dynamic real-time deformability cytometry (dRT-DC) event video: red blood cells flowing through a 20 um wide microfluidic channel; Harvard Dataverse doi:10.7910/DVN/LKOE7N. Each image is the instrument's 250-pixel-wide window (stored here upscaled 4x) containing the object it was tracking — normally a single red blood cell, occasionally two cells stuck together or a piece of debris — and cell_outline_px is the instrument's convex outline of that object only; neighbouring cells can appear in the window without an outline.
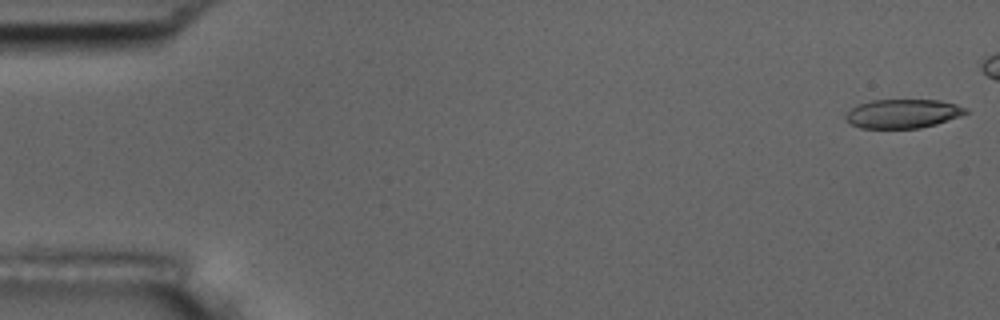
{"species": "common noctule bat (a hibernating species)", "species_latin": "Nyctalus noctula", "temperature_condition": "room temperature", "stored_images_in_passage": 48, "camera_frame_rate_fps": 3000, "um_per_image_px": 0.085, "animal": {"sex": "male", "body_mass_g": 17.5, "forearm_length_mm": 52.3}, "frame": {"image": 1, "passage_image": 1, "time_ms": 0.0, "image_size_px": [1000, 320], "cell_outline_px": [[968, 112], [960, 116], [936, 124], [920, 128], [860, 128], [844, 120], [844, 116], [852, 108], [860, 104], [872, 100], [940, 100], [956, 104], [968, 108]], "centroid_in_image_um": [76.75, 9.66], "position_along_channel_um": 8.3, "area_um2": 20.23}}
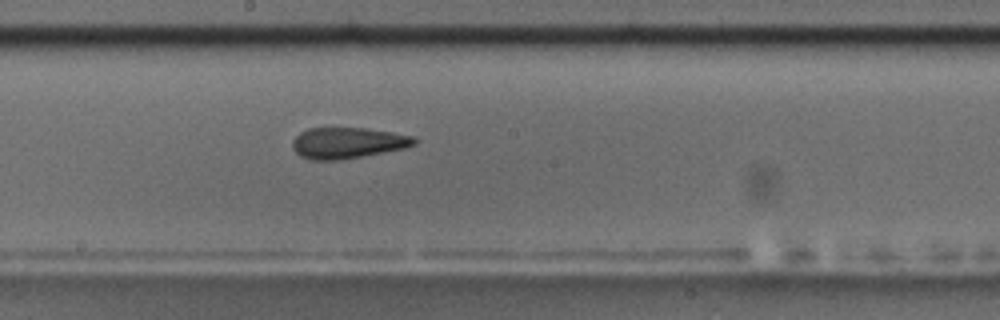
{"frame": {"image": 2, "passage_image": 30, "time_ms": 9.667, "image_size_px": [1000, 320], "cell_outline_px": [[420, 140], [416, 144], [404, 148], [344, 160], [308, 160], [300, 156], [292, 148], [292, 140], [300, 132], [308, 128], [368, 128], [416, 136]], "centroid_in_image_um": [29.57, 12.15], "position_along_channel_um": 218.6, "area_um2": 22.43}}
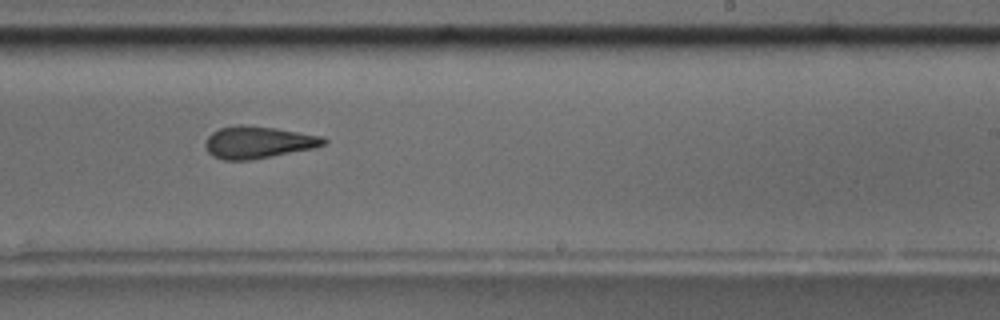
{"frame": {"image": 3, "passage_image": 34, "time_ms": 11.0, "image_size_px": [1000, 320], "cell_outline_px": [[328, 140], [324, 144], [312, 148], [252, 160], [224, 160], [212, 156], [208, 152], [204, 144], [208, 136], [212, 132], [220, 128], [240, 124], [248, 124], [276, 128], [324, 136]], "centroid_in_image_um": [21.92, 12.08], "position_along_channel_um": 267.1, "area_um2": 22.25}}